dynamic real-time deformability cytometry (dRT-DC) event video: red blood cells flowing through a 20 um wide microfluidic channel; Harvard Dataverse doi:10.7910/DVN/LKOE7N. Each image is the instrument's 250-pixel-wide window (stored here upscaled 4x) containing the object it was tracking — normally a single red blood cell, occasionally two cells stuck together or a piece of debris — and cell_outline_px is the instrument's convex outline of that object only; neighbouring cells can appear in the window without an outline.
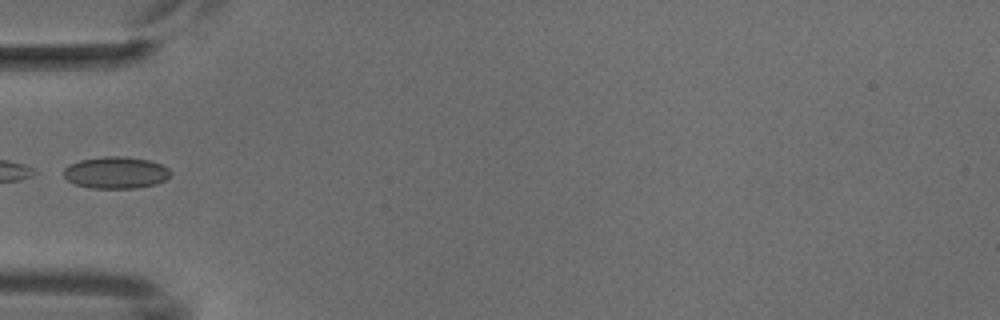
{"species": "common noctule bat (a hibernating species)", "species_latin": "Nyctalus noctula", "temperature_condition": "cold", "stored_images_in_passage": 2, "camera_frame_rate_fps": 3000, "um_per_image_px": 0.085, "animal": {"sex": "male", "body_mass_g": 18.8}, "frame": {"image": 1, "passage_image": 1, "time_ms": 0.0, "image_size_px": [1000, 320], "cell_outline_px": [[172, 172], [164, 180], [156, 184], [136, 188], [88, 188], [76, 184], [68, 180], [64, 176], [64, 168], [80, 160], [104, 156], [124, 156], [148, 160], [160, 164], [168, 168]], "centroid_in_image_um": [9.85, 14.67], "position_along_channel_um": 75.1, "area_um2": 19.71}}
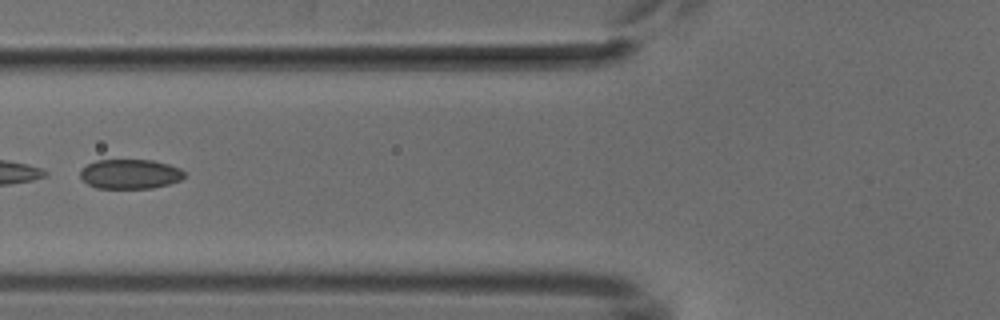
{"frame": {"image": 2, "passage_image": 2, "time_ms": 1.0, "image_size_px": [1000, 320], "cell_outline_px": [[184, 176], [180, 180], [168, 184], [152, 188], [96, 188], [88, 184], [80, 176], [80, 168], [96, 160], [152, 160], [168, 164], [180, 168], [184, 172]], "centroid_in_image_um": [11.04, 14.79], "position_along_channel_um": 114.8, "area_um2": 17.92}}